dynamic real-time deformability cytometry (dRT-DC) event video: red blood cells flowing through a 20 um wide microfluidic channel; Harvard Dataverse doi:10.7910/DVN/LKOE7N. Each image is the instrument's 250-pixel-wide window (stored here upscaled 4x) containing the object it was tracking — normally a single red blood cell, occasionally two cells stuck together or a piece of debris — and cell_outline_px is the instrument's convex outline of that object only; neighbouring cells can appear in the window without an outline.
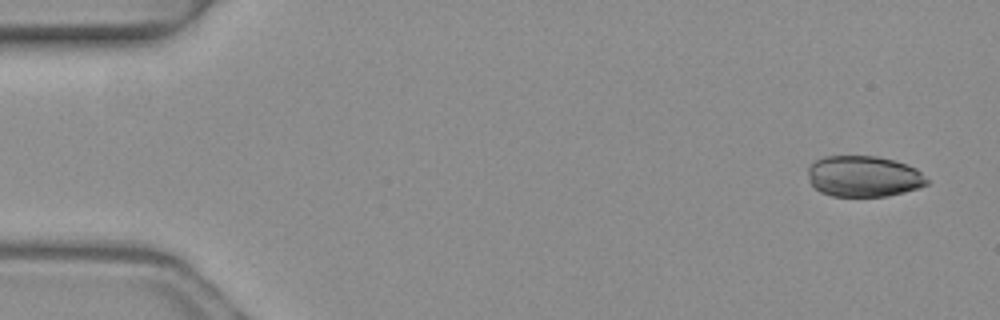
{"species": "common noctule bat (a hibernating species)", "species_latin": "Nyctalus noctula", "temperature_condition": "warm", "stored_images_in_passage": 4, "camera_frame_rate_fps": 3000, "um_per_image_px": 0.085, "animal": {"sex": "female", "body_mass_g": 19.3, "forearm_length_mm": 54.1}, "frame": {"image": 1, "passage_image": 1, "time_ms": 0.0, "image_size_px": [1000, 320], "cell_outline_px": [[928, 184], [904, 192], [888, 196], [832, 196], [820, 192], [808, 180], [808, 168], [816, 160], [824, 156], [876, 156], [908, 164], [916, 168], [928, 180]], "centroid_in_image_um": [73.4, 14.99], "position_along_channel_um": 11.6, "area_um2": 28.38}}
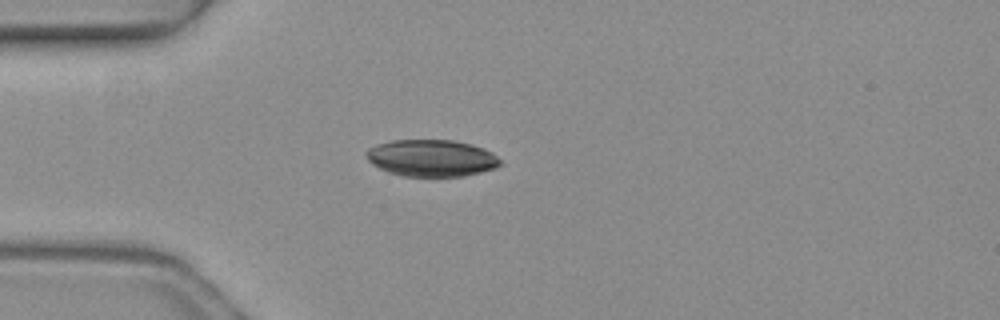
{"frame": {"image": 2, "passage_image": 4, "time_ms": 1.0, "image_size_px": [1000, 320], "cell_outline_px": [[504, 164], [496, 168], [464, 176], [404, 176], [388, 172], [372, 164], [368, 160], [364, 152], [368, 148], [376, 144], [392, 140], [452, 140], [472, 144], [484, 148], [492, 152]], "centroid_in_image_um": [36.68, 13.43], "position_along_channel_um": 48.3, "area_um2": 28.96}}